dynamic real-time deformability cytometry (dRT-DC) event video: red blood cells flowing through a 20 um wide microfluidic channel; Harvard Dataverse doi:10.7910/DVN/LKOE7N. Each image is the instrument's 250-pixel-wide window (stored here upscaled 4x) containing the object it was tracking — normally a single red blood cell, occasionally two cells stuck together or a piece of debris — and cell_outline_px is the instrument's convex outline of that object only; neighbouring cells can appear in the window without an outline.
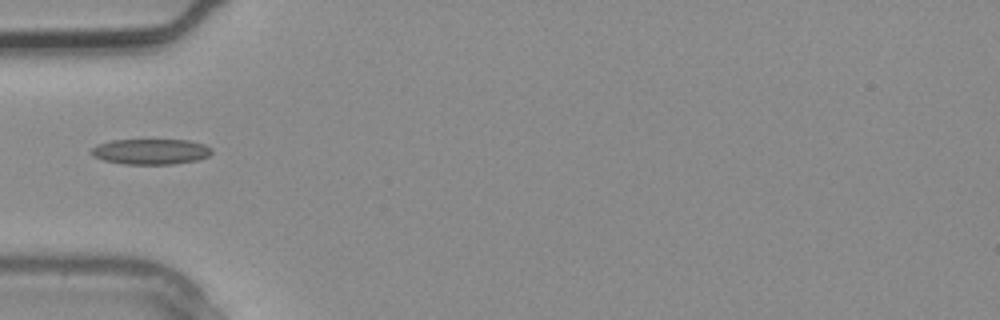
{"species": "common noctule bat (a hibernating species)", "species_latin": "Nyctalus noctula", "temperature_condition": "warm", "stored_images_in_passage": 1, "camera_frame_rate_fps": 3000, "um_per_image_px": 0.085, "animal": {"sex": "male", "body_mass_g": 20.4}, "frame": {"image": 1, "passage_image": 1, "time_ms": 0.0, "image_size_px": [1000, 320], "cell_outline_px": [[212, 152], [208, 156], [196, 160], [172, 164], [124, 164], [104, 160], [92, 156], [88, 152], [92, 148], [100, 144], [112, 140], [188, 140], [204, 144], [212, 148]], "centroid_in_image_um": [12.8, 12.88], "position_along_channel_um": 72.2, "area_um2": 17.86}}